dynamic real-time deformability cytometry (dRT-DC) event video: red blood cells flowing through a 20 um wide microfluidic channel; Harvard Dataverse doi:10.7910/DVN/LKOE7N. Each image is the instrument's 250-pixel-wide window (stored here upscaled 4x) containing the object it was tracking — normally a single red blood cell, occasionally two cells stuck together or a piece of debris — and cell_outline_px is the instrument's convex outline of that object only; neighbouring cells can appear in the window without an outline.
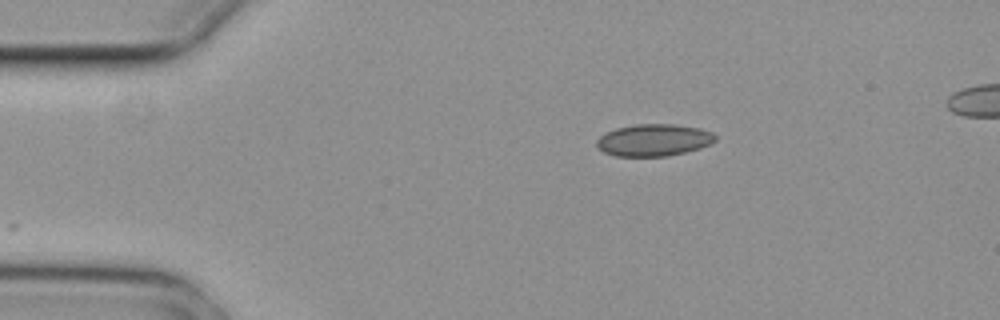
{"species": "common noctule bat (a hibernating species)", "species_latin": "Nyctalus noctula", "temperature_condition": "cold", "stored_images_in_passage": 2, "camera_frame_rate_fps": 3000, "um_per_image_px": 0.085, "animal": {"sex": "female", "body_mass_g": 29.2, "forearm_length_mm": 56.3}, "frame": {"image": 1, "passage_image": 2, "time_ms": 0.333, "image_size_px": [1000, 320], "cell_outline_px": [[716, 140], [700, 148], [668, 156], [616, 156], [604, 152], [596, 148], [596, 140], [604, 132], [616, 128], [636, 124], [676, 124], [700, 128], [712, 132], [716, 136]], "centroid_in_image_um": [55.54, 11.9], "position_along_channel_um": 29.5, "area_um2": 22.25}}